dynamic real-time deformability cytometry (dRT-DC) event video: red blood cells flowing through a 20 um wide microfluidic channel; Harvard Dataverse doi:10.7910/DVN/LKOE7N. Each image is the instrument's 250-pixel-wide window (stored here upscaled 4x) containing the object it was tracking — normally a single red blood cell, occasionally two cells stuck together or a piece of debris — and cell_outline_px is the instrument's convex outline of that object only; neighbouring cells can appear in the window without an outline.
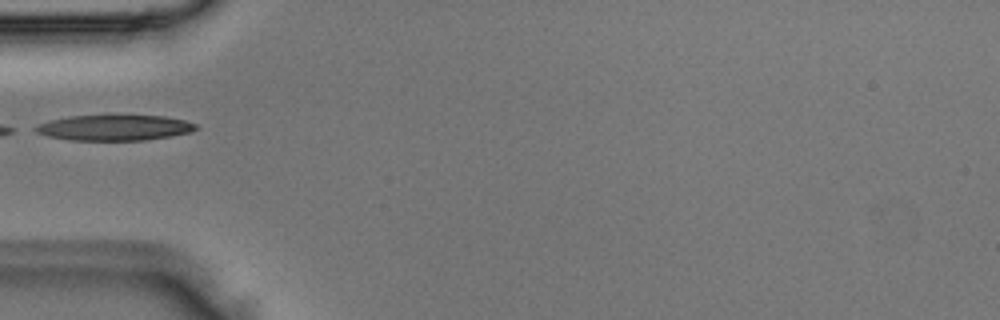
{"species": "Egyptian fruit bat (a non-hibernating species)", "species_latin": "Rousettus aegyptiacus", "temperature_condition": "room temperature", "stored_images_in_passage": 4, "camera_frame_rate_fps": 3000, "um_per_image_px": 0.085, "animal": {"sex": "male"}, "frame": {"image": 1, "passage_image": 4, "time_ms": 1.0, "image_size_px": [1000, 320], "cell_outline_px": [[200, 128], [192, 132], [172, 136], [144, 140], [72, 140], [48, 136], [36, 132], [32, 128], [40, 124], [52, 120], [68, 116], [164, 116], [184, 120], [196, 124]], "centroid_in_image_um": [9.78, 10.86], "position_along_channel_um": 75.2, "area_um2": 23.7}}